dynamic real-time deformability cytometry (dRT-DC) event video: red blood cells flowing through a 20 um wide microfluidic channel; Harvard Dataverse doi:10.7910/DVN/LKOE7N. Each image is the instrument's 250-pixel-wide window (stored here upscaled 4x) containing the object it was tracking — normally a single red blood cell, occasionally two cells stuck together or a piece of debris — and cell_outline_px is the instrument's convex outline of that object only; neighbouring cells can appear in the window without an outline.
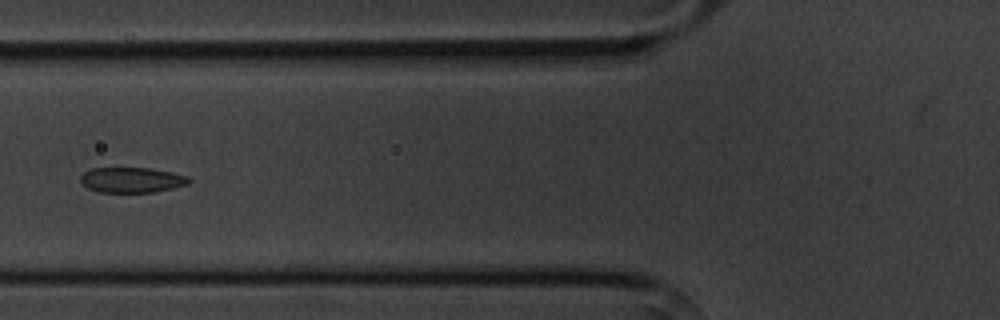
{"species": "common noctule bat (a hibernating species)", "species_latin": "Nyctalus noctula", "temperature_condition": "cold", "stored_images_in_passage": 5, "camera_frame_rate_fps": 3000, "um_per_image_px": 0.085, "animal": {"sex": "male", "body_mass_g": 20.1, "forearm_length_mm": 53.5}, "frame": {"image": 1, "passage_image": 5, "time_ms": 4.667, "image_size_px": [1000, 320], "cell_outline_px": [[192, 180], [188, 184], [172, 188], [152, 192], [100, 192], [88, 188], [80, 180], [80, 176], [84, 172], [92, 168], [152, 168], [172, 172], [188, 176]], "centroid_in_image_um": [11.22, 15.29], "position_along_channel_um": 114.6, "area_um2": 15.95}}